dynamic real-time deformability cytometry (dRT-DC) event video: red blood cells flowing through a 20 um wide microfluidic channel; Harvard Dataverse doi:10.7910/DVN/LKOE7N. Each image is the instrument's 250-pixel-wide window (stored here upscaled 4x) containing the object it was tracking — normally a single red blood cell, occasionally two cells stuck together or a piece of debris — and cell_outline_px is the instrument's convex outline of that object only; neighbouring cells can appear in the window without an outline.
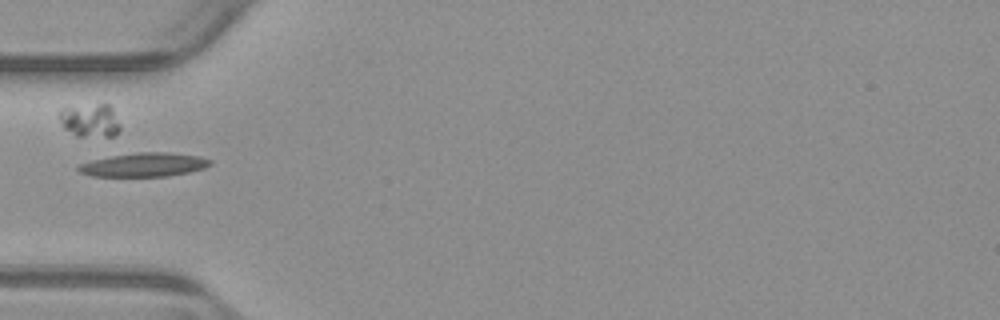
{"species": "common noctule bat (a hibernating species)", "species_latin": "Nyctalus noctula", "temperature_condition": "warm", "stored_images_in_passage": 38, "camera_frame_rate_fps": 3000, "um_per_image_px": 0.085, "animal": {"sex": "male", "body_mass_g": 23.1, "forearm_length_mm": 52.7}, "frame": {"image": 1, "passage_image": 1, "time_ms": 0.0, "image_size_px": [1000, 320], "cell_outline_px": [[212, 164], [204, 168], [188, 172], [168, 176], [92, 176], [80, 172], [76, 168], [80, 164], [92, 160], [112, 156], [136, 152], [168, 152], [200, 156], [212, 160]], "centroid_in_image_um": [12.27, 14.0], "position_along_channel_um": 72.7, "area_um2": 18.21}}
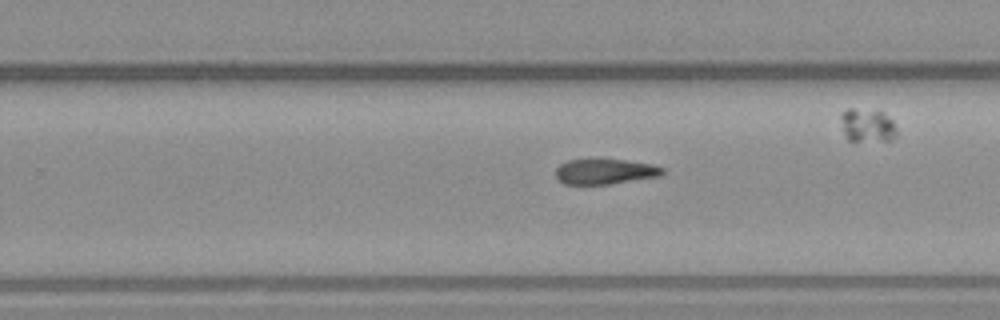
{"frame": {"image": 2, "passage_image": 17, "time_ms": 5.333, "image_size_px": [1000, 320], "cell_outline_px": [[664, 172], [660, 176], [612, 184], [564, 184], [556, 176], [556, 168], [560, 164], [568, 160], [624, 160], [652, 164], [664, 168]], "centroid_in_image_um": [51.44, 14.59], "position_along_channel_um": 278.4, "area_um2": 15.61}}
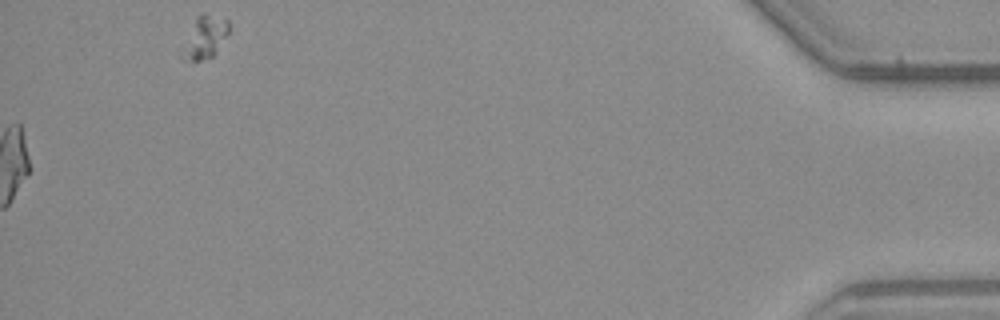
{"frame": {"image": 3, "passage_image": 38, "time_ms": 12.333, "image_size_px": [1000, 320], "cell_outline_px": [[228, 32], [212, 56], [200, 60], [188, 60], [180, 56], [180, 48], [196, 16], [200, 12], [204, 12], [228, 20]], "centroid_in_image_um": [17.34, 3.14], "position_along_channel_um": 417.9, "area_um2": 11.44}}